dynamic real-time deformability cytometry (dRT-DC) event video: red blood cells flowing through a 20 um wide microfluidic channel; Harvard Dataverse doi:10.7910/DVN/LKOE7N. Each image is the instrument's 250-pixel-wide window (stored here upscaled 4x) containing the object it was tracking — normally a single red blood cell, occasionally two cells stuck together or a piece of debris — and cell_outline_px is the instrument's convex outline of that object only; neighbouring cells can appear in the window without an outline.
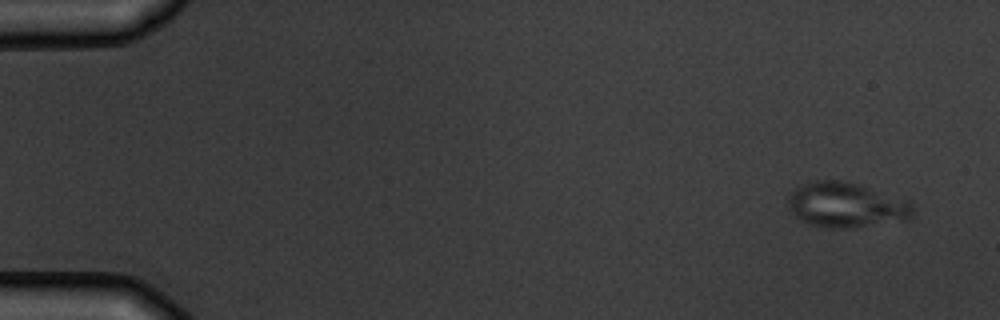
{"species": "common noctule bat (a hibernating species)", "species_latin": "Nyctalus noctula", "temperature_condition": "warm", "stored_images_in_passage": 10, "camera_frame_rate_fps": 3000, "um_per_image_px": 0.085, "animal": {"sex": "male", "body_mass_g": 19.5, "forearm_length_mm": 54.6}, "frame": {"image": 1, "passage_image": 1, "time_ms": 0.0, "image_size_px": [1000, 320], "cell_outline_px": [[912, 216], [908, 220], [848, 228], [828, 228], [808, 224], [800, 220], [788, 208], [788, 196], [796, 188], [812, 180], [840, 180], [860, 184], [908, 200], [912, 204]], "centroid_in_image_um": [71.92, 17.42], "position_along_channel_um": 13.1, "area_um2": 32.89}}
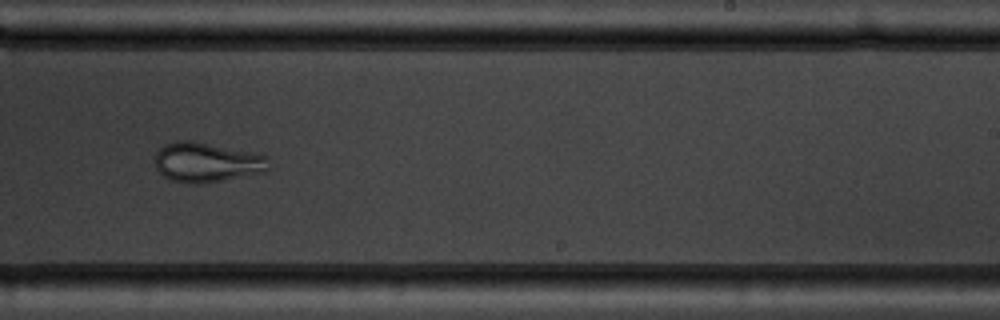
{"frame": {"image": 2, "passage_image": 10, "time_ms": 10.333, "image_size_px": [1000, 320], "cell_outline_px": [[268, 168], [264, 172], [200, 184], [192, 184], [172, 180], [164, 176], [156, 168], [156, 152], [164, 144], [176, 140], [192, 140], [256, 152], [268, 156]], "centroid_in_image_um": [17.58, 13.77], "position_along_channel_um": 271.4, "area_um2": 26.47}}